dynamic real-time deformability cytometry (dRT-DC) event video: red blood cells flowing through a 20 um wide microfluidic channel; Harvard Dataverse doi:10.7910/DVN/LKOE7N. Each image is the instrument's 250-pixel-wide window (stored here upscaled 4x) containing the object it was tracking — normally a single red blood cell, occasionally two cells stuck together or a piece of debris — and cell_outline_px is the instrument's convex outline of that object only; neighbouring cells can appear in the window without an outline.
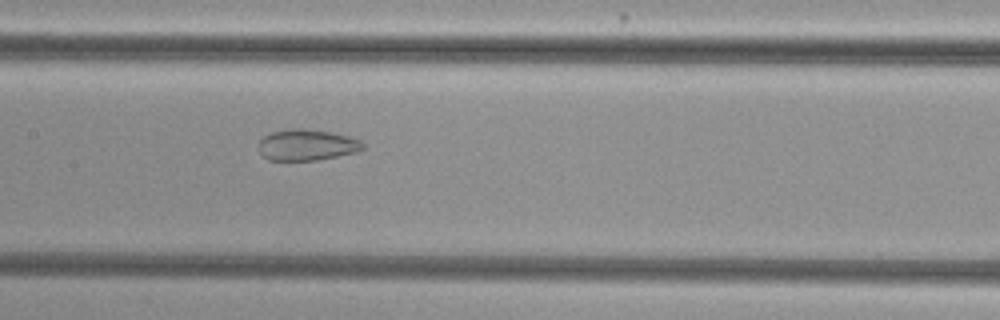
{"species": "common noctule bat (a hibernating species)", "species_latin": "Nyctalus noctula", "temperature_condition": "cold", "stored_images_in_passage": 55, "camera_frame_rate_fps": 3000, "um_per_image_px": 0.085, "animal": {"sex": "female", "body_mass_g": 29.2, "forearm_length_mm": 56.3}, "frame": {"image": 1, "passage_image": 28, "time_ms": 9.0, "image_size_px": [1000, 320], "cell_outline_px": [[364, 148], [356, 152], [316, 160], [268, 160], [260, 152], [260, 140], [264, 136], [272, 132], [292, 128], [300, 128], [332, 132], [348, 136], [360, 140], [364, 144]], "centroid_in_image_um": [26.09, 12.31], "position_along_channel_um": 181.3, "area_um2": 18.73}}
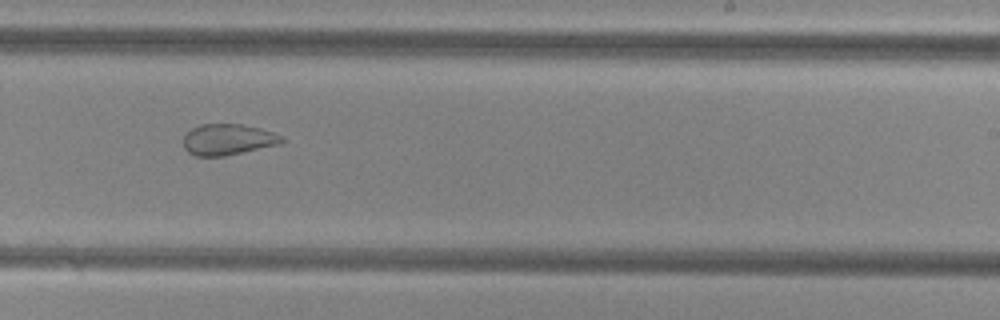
{"frame": {"image": 2, "passage_image": 35, "time_ms": 11.333, "image_size_px": [1000, 320], "cell_outline_px": [[288, 140], [280, 144], [224, 156], [196, 156], [188, 152], [184, 148], [184, 136], [192, 128], [200, 124], [244, 124], [260, 128], [284, 136]], "centroid_in_image_um": [19.41, 11.85], "position_along_channel_um": 269.6, "area_um2": 17.92}}
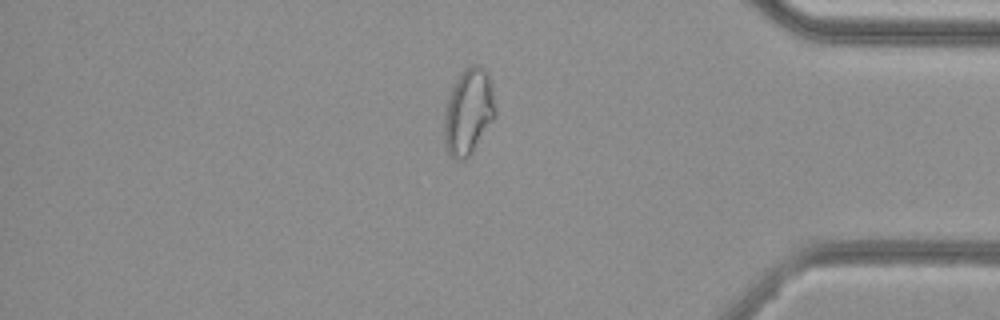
{"frame": {"image": 3, "passage_image": 47, "time_ms": 15.333, "image_size_px": [1000, 320], "cell_outline_px": [[496, 116], [472, 152], [464, 160], [456, 160], [444, 148], [444, 104], [452, 84], [460, 72], [464, 68], [472, 64], [480, 64], [488, 72], [492, 88], [496, 112]], "centroid_in_image_um": [39.79, 9.45], "position_along_channel_um": 395.4, "area_um2": 26.24}, "authors_computed_cell_mechanics": {"area_um2": 26.2412, "velocity_mm_per_s": 3.7989, "shape_relaxation_time_tau1_ms": null, "shape_relaxation_time_tau2_ms": 1.6983, "deformation_change_tau1": null, "deformation_change_tau2": 0.0839}}